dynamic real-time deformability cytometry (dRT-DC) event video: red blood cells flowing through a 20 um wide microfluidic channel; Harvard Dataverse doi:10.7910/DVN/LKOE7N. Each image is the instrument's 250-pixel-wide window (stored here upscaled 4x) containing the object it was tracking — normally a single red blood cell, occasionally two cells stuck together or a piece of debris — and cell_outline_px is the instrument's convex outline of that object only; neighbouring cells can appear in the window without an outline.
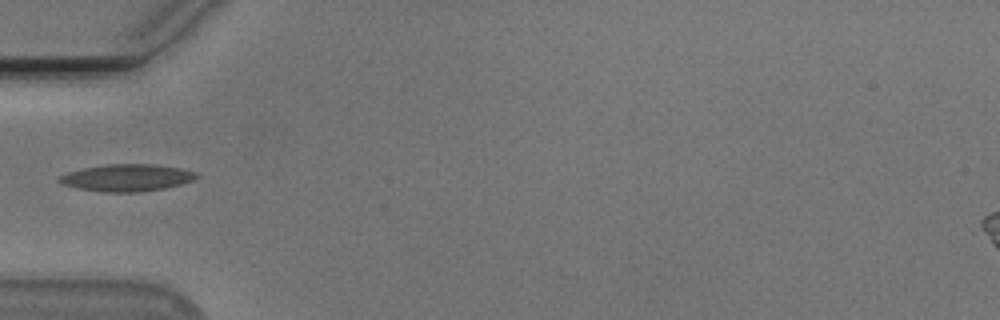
{"species": "Egyptian fruit bat (a non-hibernating species)", "species_latin": "Rousettus aegyptiacus", "temperature_condition": "cold", "stored_images_in_passage": 37, "camera_frame_rate_fps": 3000, "um_per_image_px": 0.085, "animal": {"sex": "male"}, "frame": {"image": 1, "passage_image": 1, "time_ms": 0.0, "image_size_px": [1000, 320], "cell_outline_px": [[200, 176], [192, 180], [180, 184], [164, 188], [140, 192], [104, 192], [76, 188], [64, 184], [56, 180], [60, 176], [68, 172], [84, 168], [104, 164], [156, 164], [180, 168], [196, 172]], "centroid_in_image_um": [10.78, 15.1], "position_along_channel_um": 74.2, "area_um2": 21.62}}
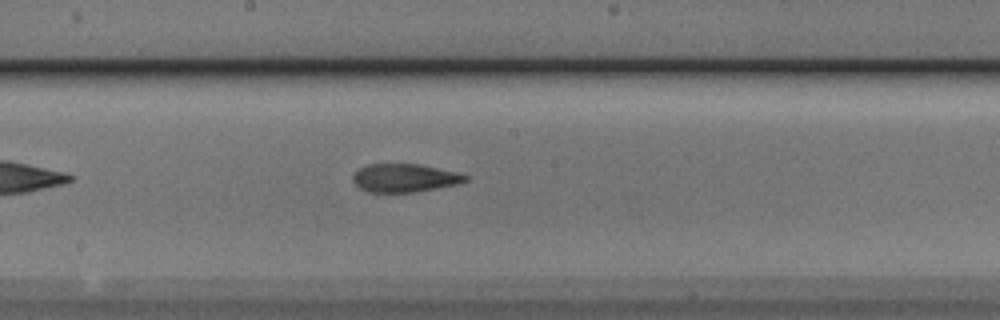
{"frame": {"image": 2, "passage_image": 12, "time_ms": 3.667, "image_size_px": [1000, 320], "cell_outline_px": [[468, 180], [456, 184], [416, 192], [368, 192], [360, 188], [352, 180], [352, 176], [360, 168], [368, 164], [420, 164], [456, 172], [468, 176]], "centroid_in_image_um": [34.38, 15.12], "position_along_channel_um": 213.8, "area_um2": 18.38}}
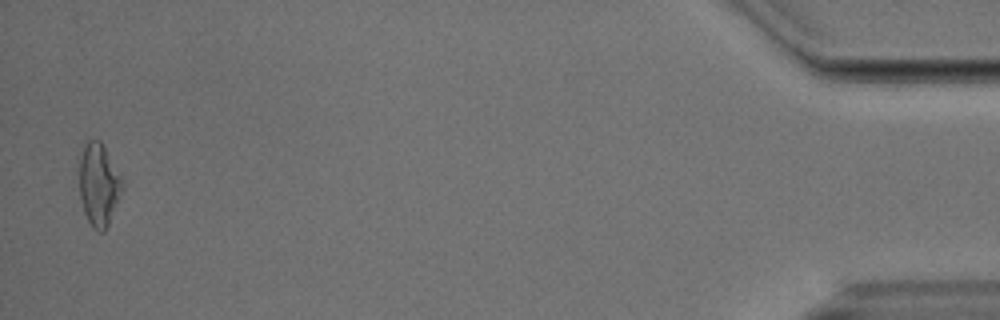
{"frame": {"image": 3, "passage_image": 36, "time_ms": 11.667, "image_size_px": [1000, 320], "cell_outline_px": [[124, 188], [108, 224], [104, 232], [100, 232], [92, 228], [84, 212], [80, 200], [80, 160], [84, 144], [88, 140], [100, 140], [120, 176], [124, 184]], "centroid_in_image_um": [8.39, 15.73], "position_along_channel_um": 426.8, "area_um2": 20.4}, "authors_computed_cell_mechanics": {"area_um2": 19.1318, "velocity_mm_per_s": 3.7839, "shape_relaxation_time_tau1_ms": 8.2714, "shape_relaxation_time_tau2_ms": 2.7254, "deformation_change_tau1": 0.2006, "deformation_change_tau2": 0.116}}